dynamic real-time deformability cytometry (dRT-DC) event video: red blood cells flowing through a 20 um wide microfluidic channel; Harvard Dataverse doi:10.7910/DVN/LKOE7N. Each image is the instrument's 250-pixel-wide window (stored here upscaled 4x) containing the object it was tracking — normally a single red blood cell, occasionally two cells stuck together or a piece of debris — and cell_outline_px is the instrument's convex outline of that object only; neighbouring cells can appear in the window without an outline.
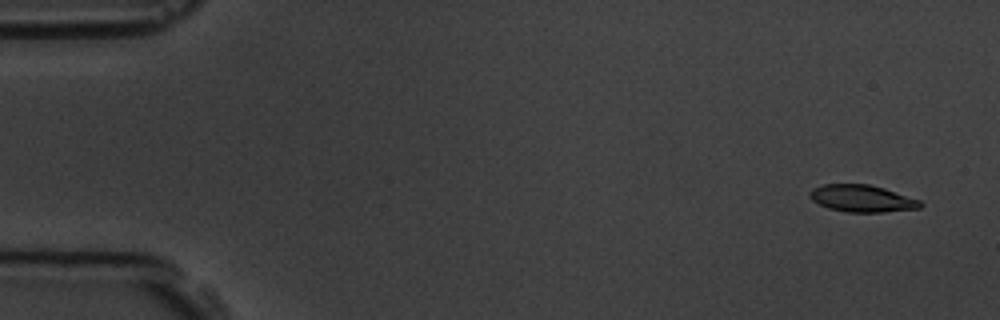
{"species": "common noctule bat (a hibernating species)", "species_latin": "Nyctalus noctula", "temperature_condition": "room temperature", "stored_images_in_passage": 8, "camera_frame_rate_fps": 3000, "um_per_image_px": 0.085, "animal": {"sex": "male", "body_mass_g": 19.5, "forearm_length_mm": 54.6}, "frame": {"image": 1, "passage_image": 1, "time_ms": 0.0, "image_size_px": [1000, 320], "cell_outline_px": [[924, 204], [920, 208], [884, 212], [848, 212], [828, 208], [812, 200], [808, 196], [808, 192], [812, 188], [824, 184], [868, 184], [884, 188], [920, 200]], "centroid_in_image_um": [73.26, 16.87], "position_along_channel_um": 11.7, "area_um2": 17.46}}
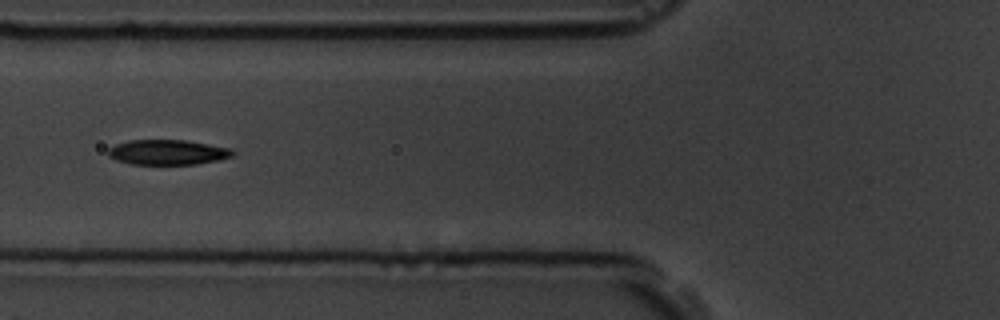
{"frame": {"image": 2, "passage_image": 6, "time_ms": 6.333, "image_size_px": [1000, 320], "cell_outline_px": [[236, 152], [232, 156], [220, 160], [196, 164], [128, 164], [116, 160], [108, 156], [108, 148], [116, 144], [128, 140], [184, 140], [232, 148]], "centroid_in_image_um": [14.25, 12.94], "position_along_channel_um": 111.5, "area_um2": 18.32}}
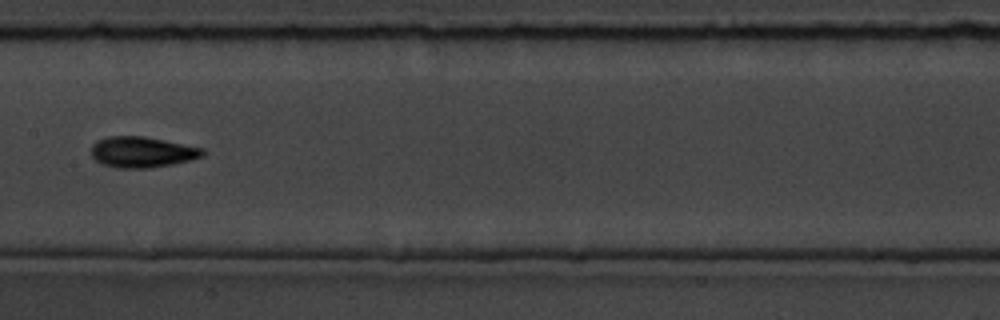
{"frame": {"image": 3, "passage_image": 8, "time_ms": 8.667, "image_size_px": [1000, 320], "cell_outline_px": [[204, 156], [172, 164], [148, 168], [116, 168], [104, 164], [96, 160], [92, 156], [92, 144], [96, 140], [108, 136], [144, 136], [204, 148]], "centroid_in_image_um": [12.06, 12.92], "position_along_channel_um": 195.3, "area_um2": 19.94}}